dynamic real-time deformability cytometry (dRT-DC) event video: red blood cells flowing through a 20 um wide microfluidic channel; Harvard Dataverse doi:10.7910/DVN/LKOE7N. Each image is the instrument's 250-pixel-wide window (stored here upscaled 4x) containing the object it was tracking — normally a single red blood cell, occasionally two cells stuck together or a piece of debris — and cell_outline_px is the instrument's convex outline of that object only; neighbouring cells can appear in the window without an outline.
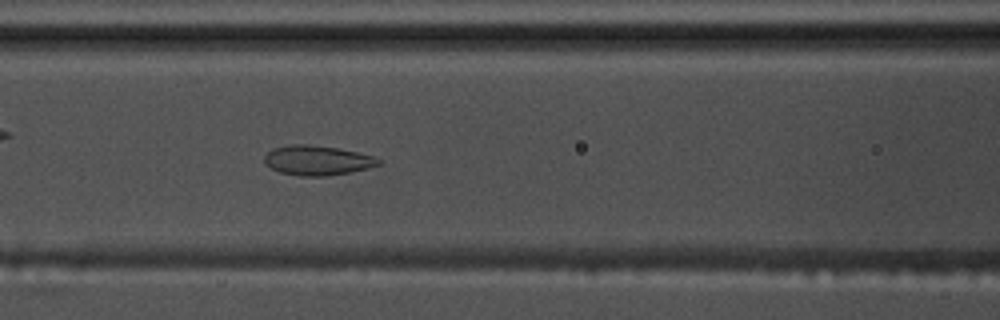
{"species": "common noctule bat (a hibernating species)", "species_latin": "Nyctalus noctula", "temperature_condition": "warm", "stored_images_in_passage": 58, "camera_frame_rate_fps": 3000, "um_per_image_px": 0.085, "animal": {"sex": "male", "body_mass_g": 17.5, "forearm_length_mm": 52.3}, "frame": {"image": 1, "passage_image": 25, "time_ms": 8.0, "image_size_px": [1000, 320], "cell_outline_px": [[380, 164], [368, 168], [328, 176], [300, 176], [280, 172], [272, 168], [264, 160], [264, 156], [272, 148], [292, 144], [308, 144], [336, 148], [356, 152], [372, 156], [380, 160]], "centroid_in_image_um": [26.94, 13.63], "position_along_channel_um": 139.7, "area_um2": 19.48}}
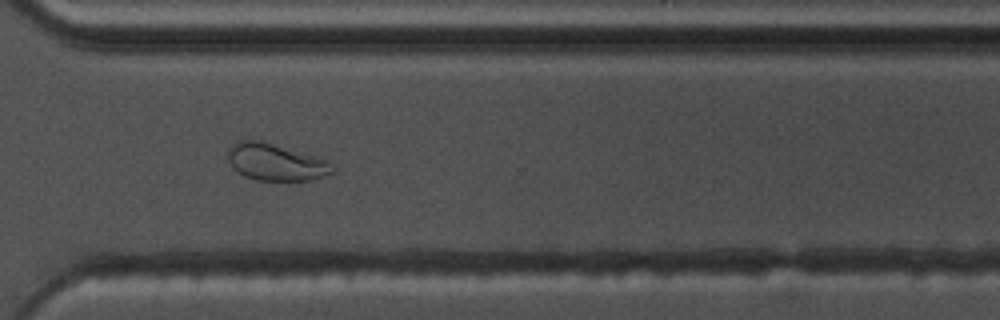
{"frame": {"image": 2, "passage_image": 42, "time_ms": 13.667, "image_size_px": [1000, 320], "cell_outline_px": [[336, 172], [312, 180], [256, 180], [244, 176], [232, 168], [228, 160], [228, 148], [232, 144], [240, 140], [260, 140], [316, 156], [328, 160], [336, 168]], "centroid_in_image_um": [23.45, 13.78], "position_along_channel_um": 347.1, "area_um2": 22.72}}
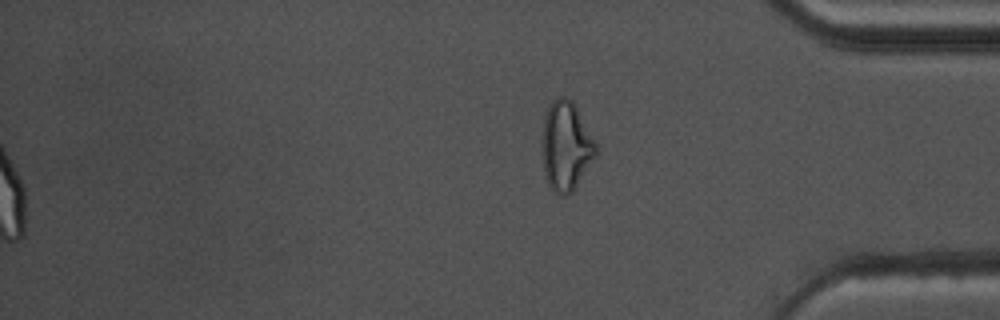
{"frame": {"image": 3, "passage_image": 58, "time_ms": 19.0, "image_size_px": [1000, 320], "cell_outline_px": [[596, 156], [572, 192], [564, 196], [560, 196], [548, 184], [544, 176], [544, 116], [552, 100], [556, 96], [564, 96], [572, 100], [596, 140]], "centroid_in_image_um": [48.14, 12.4], "position_along_channel_um": 387.1, "area_um2": 27.63}, "authors_computed_cell_mechanics": {"area_um2": 24.5072, "velocity_mm_per_s": 3.6721, "shape_relaxation_time_tau1_ms": null, "shape_relaxation_time_tau2_ms": 1.1373, "deformation_change_tau1": null, "deformation_change_tau2": 0.0586}}